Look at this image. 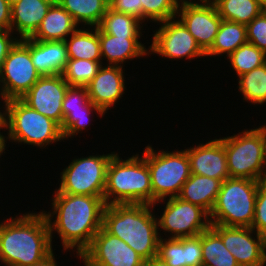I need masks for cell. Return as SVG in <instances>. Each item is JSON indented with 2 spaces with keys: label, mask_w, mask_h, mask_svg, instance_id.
I'll return each instance as SVG.
<instances>
[{
  "label": "cell",
  "mask_w": 266,
  "mask_h": 266,
  "mask_svg": "<svg viewBox=\"0 0 266 266\" xmlns=\"http://www.w3.org/2000/svg\"><path fill=\"white\" fill-rule=\"evenodd\" d=\"M201 248L202 266H239L221 236L211 226L201 233Z\"/></svg>",
  "instance_id": "cell-29"
},
{
  "label": "cell",
  "mask_w": 266,
  "mask_h": 266,
  "mask_svg": "<svg viewBox=\"0 0 266 266\" xmlns=\"http://www.w3.org/2000/svg\"><path fill=\"white\" fill-rule=\"evenodd\" d=\"M176 17L205 53L212 47L223 20L211 0H180Z\"/></svg>",
  "instance_id": "cell-13"
},
{
  "label": "cell",
  "mask_w": 266,
  "mask_h": 266,
  "mask_svg": "<svg viewBox=\"0 0 266 266\" xmlns=\"http://www.w3.org/2000/svg\"><path fill=\"white\" fill-rule=\"evenodd\" d=\"M7 141L46 149L51 144L65 142L60 126L50 118L30 108L21 99L7 100L2 108Z\"/></svg>",
  "instance_id": "cell-5"
},
{
  "label": "cell",
  "mask_w": 266,
  "mask_h": 266,
  "mask_svg": "<svg viewBox=\"0 0 266 266\" xmlns=\"http://www.w3.org/2000/svg\"><path fill=\"white\" fill-rule=\"evenodd\" d=\"M238 93L251 105L266 103V63L238 77Z\"/></svg>",
  "instance_id": "cell-32"
},
{
  "label": "cell",
  "mask_w": 266,
  "mask_h": 266,
  "mask_svg": "<svg viewBox=\"0 0 266 266\" xmlns=\"http://www.w3.org/2000/svg\"><path fill=\"white\" fill-rule=\"evenodd\" d=\"M2 129H5V119H4V115L2 110L0 111V158L2 157L3 154H5V150L7 148V144H6V135L4 136L3 134H6L5 131L3 130L1 132ZM1 160V159H0Z\"/></svg>",
  "instance_id": "cell-41"
},
{
  "label": "cell",
  "mask_w": 266,
  "mask_h": 266,
  "mask_svg": "<svg viewBox=\"0 0 266 266\" xmlns=\"http://www.w3.org/2000/svg\"><path fill=\"white\" fill-rule=\"evenodd\" d=\"M259 181L229 178L222 182L210 212V223L230 227H252Z\"/></svg>",
  "instance_id": "cell-6"
},
{
  "label": "cell",
  "mask_w": 266,
  "mask_h": 266,
  "mask_svg": "<svg viewBox=\"0 0 266 266\" xmlns=\"http://www.w3.org/2000/svg\"><path fill=\"white\" fill-rule=\"evenodd\" d=\"M19 1L20 0H7V2L9 3L10 6H13L14 4H16Z\"/></svg>",
  "instance_id": "cell-47"
},
{
  "label": "cell",
  "mask_w": 266,
  "mask_h": 266,
  "mask_svg": "<svg viewBox=\"0 0 266 266\" xmlns=\"http://www.w3.org/2000/svg\"><path fill=\"white\" fill-rule=\"evenodd\" d=\"M0 98H1V101H2V102L0 101V109L2 110V107H4V104H5L6 100L4 99V96H3V91H2V88H1V84H0ZM1 105H2V107H1Z\"/></svg>",
  "instance_id": "cell-45"
},
{
  "label": "cell",
  "mask_w": 266,
  "mask_h": 266,
  "mask_svg": "<svg viewBox=\"0 0 266 266\" xmlns=\"http://www.w3.org/2000/svg\"><path fill=\"white\" fill-rule=\"evenodd\" d=\"M140 39L143 38L112 36L105 34L99 28L102 64L124 67L129 60L148 57L149 48H146L145 43H142ZM104 60L107 62H103Z\"/></svg>",
  "instance_id": "cell-20"
},
{
  "label": "cell",
  "mask_w": 266,
  "mask_h": 266,
  "mask_svg": "<svg viewBox=\"0 0 266 266\" xmlns=\"http://www.w3.org/2000/svg\"><path fill=\"white\" fill-rule=\"evenodd\" d=\"M237 77L250 72L256 67L266 63V53L252 43L246 42L238 47L227 59Z\"/></svg>",
  "instance_id": "cell-33"
},
{
  "label": "cell",
  "mask_w": 266,
  "mask_h": 266,
  "mask_svg": "<svg viewBox=\"0 0 266 266\" xmlns=\"http://www.w3.org/2000/svg\"><path fill=\"white\" fill-rule=\"evenodd\" d=\"M125 67L102 65L86 86L90 101L106 114L122 99L126 89ZM111 108V109H110Z\"/></svg>",
  "instance_id": "cell-18"
},
{
  "label": "cell",
  "mask_w": 266,
  "mask_h": 266,
  "mask_svg": "<svg viewBox=\"0 0 266 266\" xmlns=\"http://www.w3.org/2000/svg\"><path fill=\"white\" fill-rule=\"evenodd\" d=\"M145 266H169L165 261H163L160 257L155 256L150 260L145 261Z\"/></svg>",
  "instance_id": "cell-43"
},
{
  "label": "cell",
  "mask_w": 266,
  "mask_h": 266,
  "mask_svg": "<svg viewBox=\"0 0 266 266\" xmlns=\"http://www.w3.org/2000/svg\"><path fill=\"white\" fill-rule=\"evenodd\" d=\"M142 4V23H161L176 18L180 0H140ZM147 21V22H146Z\"/></svg>",
  "instance_id": "cell-35"
},
{
  "label": "cell",
  "mask_w": 266,
  "mask_h": 266,
  "mask_svg": "<svg viewBox=\"0 0 266 266\" xmlns=\"http://www.w3.org/2000/svg\"><path fill=\"white\" fill-rule=\"evenodd\" d=\"M18 40L19 38L15 36L11 30L4 29L2 32H0V69L4 64L9 51Z\"/></svg>",
  "instance_id": "cell-39"
},
{
  "label": "cell",
  "mask_w": 266,
  "mask_h": 266,
  "mask_svg": "<svg viewBox=\"0 0 266 266\" xmlns=\"http://www.w3.org/2000/svg\"><path fill=\"white\" fill-rule=\"evenodd\" d=\"M40 77L30 57V38L19 39L0 69L4 99H20Z\"/></svg>",
  "instance_id": "cell-11"
},
{
  "label": "cell",
  "mask_w": 266,
  "mask_h": 266,
  "mask_svg": "<svg viewBox=\"0 0 266 266\" xmlns=\"http://www.w3.org/2000/svg\"><path fill=\"white\" fill-rule=\"evenodd\" d=\"M247 40L266 53V9L246 25Z\"/></svg>",
  "instance_id": "cell-36"
},
{
  "label": "cell",
  "mask_w": 266,
  "mask_h": 266,
  "mask_svg": "<svg viewBox=\"0 0 266 266\" xmlns=\"http://www.w3.org/2000/svg\"><path fill=\"white\" fill-rule=\"evenodd\" d=\"M79 259L84 266H145V260L136 251L103 227Z\"/></svg>",
  "instance_id": "cell-14"
},
{
  "label": "cell",
  "mask_w": 266,
  "mask_h": 266,
  "mask_svg": "<svg viewBox=\"0 0 266 266\" xmlns=\"http://www.w3.org/2000/svg\"><path fill=\"white\" fill-rule=\"evenodd\" d=\"M43 211L20 213L0 220V266H33L53 251Z\"/></svg>",
  "instance_id": "cell-2"
},
{
  "label": "cell",
  "mask_w": 266,
  "mask_h": 266,
  "mask_svg": "<svg viewBox=\"0 0 266 266\" xmlns=\"http://www.w3.org/2000/svg\"><path fill=\"white\" fill-rule=\"evenodd\" d=\"M256 1L266 9V0H256Z\"/></svg>",
  "instance_id": "cell-46"
},
{
  "label": "cell",
  "mask_w": 266,
  "mask_h": 266,
  "mask_svg": "<svg viewBox=\"0 0 266 266\" xmlns=\"http://www.w3.org/2000/svg\"><path fill=\"white\" fill-rule=\"evenodd\" d=\"M63 123L61 132L63 140L74 138L87 131L93 118L92 114L104 118L106 114L101 108L95 106L89 99L86 87L69 86L62 103ZM92 118V119H91Z\"/></svg>",
  "instance_id": "cell-17"
},
{
  "label": "cell",
  "mask_w": 266,
  "mask_h": 266,
  "mask_svg": "<svg viewBox=\"0 0 266 266\" xmlns=\"http://www.w3.org/2000/svg\"><path fill=\"white\" fill-rule=\"evenodd\" d=\"M78 27L72 16L55 1L30 38L36 41H65Z\"/></svg>",
  "instance_id": "cell-24"
},
{
  "label": "cell",
  "mask_w": 266,
  "mask_h": 266,
  "mask_svg": "<svg viewBox=\"0 0 266 266\" xmlns=\"http://www.w3.org/2000/svg\"><path fill=\"white\" fill-rule=\"evenodd\" d=\"M69 84L61 74L41 76L20 99L30 108L55 121L63 123L62 103Z\"/></svg>",
  "instance_id": "cell-16"
},
{
  "label": "cell",
  "mask_w": 266,
  "mask_h": 266,
  "mask_svg": "<svg viewBox=\"0 0 266 266\" xmlns=\"http://www.w3.org/2000/svg\"><path fill=\"white\" fill-rule=\"evenodd\" d=\"M246 42V25L223 19L212 47L206 52V57H223V54L228 57Z\"/></svg>",
  "instance_id": "cell-28"
},
{
  "label": "cell",
  "mask_w": 266,
  "mask_h": 266,
  "mask_svg": "<svg viewBox=\"0 0 266 266\" xmlns=\"http://www.w3.org/2000/svg\"><path fill=\"white\" fill-rule=\"evenodd\" d=\"M219 16L228 21L247 25L265 8L256 0H211Z\"/></svg>",
  "instance_id": "cell-31"
},
{
  "label": "cell",
  "mask_w": 266,
  "mask_h": 266,
  "mask_svg": "<svg viewBox=\"0 0 266 266\" xmlns=\"http://www.w3.org/2000/svg\"><path fill=\"white\" fill-rule=\"evenodd\" d=\"M239 266H266V237L251 227L211 224Z\"/></svg>",
  "instance_id": "cell-15"
},
{
  "label": "cell",
  "mask_w": 266,
  "mask_h": 266,
  "mask_svg": "<svg viewBox=\"0 0 266 266\" xmlns=\"http://www.w3.org/2000/svg\"><path fill=\"white\" fill-rule=\"evenodd\" d=\"M54 254L55 253L53 251L48 257L33 266H60L57 264V257Z\"/></svg>",
  "instance_id": "cell-42"
},
{
  "label": "cell",
  "mask_w": 266,
  "mask_h": 266,
  "mask_svg": "<svg viewBox=\"0 0 266 266\" xmlns=\"http://www.w3.org/2000/svg\"><path fill=\"white\" fill-rule=\"evenodd\" d=\"M157 256L169 266H202L201 234L181 239L159 238Z\"/></svg>",
  "instance_id": "cell-21"
},
{
  "label": "cell",
  "mask_w": 266,
  "mask_h": 266,
  "mask_svg": "<svg viewBox=\"0 0 266 266\" xmlns=\"http://www.w3.org/2000/svg\"><path fill=\"white\" fill-rule=\"evenodd\" d=\"M52 196V210H42L49 224L51 242L57 233L62 251H73L74 257L79 258L102 228L104 196L67 193H53Z\"/></svg>",
  "instance_id": "cell-1"
},
{
  "label": "cell",
  "mask_w": 266,
  "mask_h": 266,
  "mask_svg": "<svg viewBox=\"0 0 266 266\" xmlns=\"http://www.w3.org/2000/svg\"><path fill=\"white\" fill-rule=\"evenodd\" d=\"M4 30V28L0 25V32H2Z\"/></svg>",
  "instance_id": "cell-48"
},
{
  "label": "cell",
  "mask_w": 266,
  "mask_h": 266,
  "mask_svg": "<svg viewBox=\"0 0 266 266\" xmlns=\"http://www.w3.org/2000/svg\"><path fill=\"white\" fill-rule=\"evenodd\" d=\"M56 0H20L11 6L10 30L19 39L30 38Z\"/></svg>",
  "instance_id": "cell-22"
},
{
  "label": "cell",
  "mask_w": 266,
  "mask_h": 266,
  "mask_svg": "<svg viewBox=\"0 0 266 266\" xmlns=\"http://www.w3.org/2000/svg\"><path fill=\"white\" fill-rule=\"evenodd\" d=\"M196 144L185 149L191 174L211 177L222 182L229 179L230 174L222 140L215 138L206 143Z\"/></svg>",
  "instance_id": "cell-19"
},
{
  "label": "cell",
  "mask_w": 266,
  "mask_h": 266,
  "mask_svg": "<svg viewBox=\"0 0 266 266\" xmlns=\"http://www.w3.org/2000/svg\"><path fill=\"white\" fill-rule=\"evenodd\" d=\"M161 202L164 208L160 216L157 215L160 238L164 235L170 239L197 236L211 226L209 214L197 205L170 197L155 202L153 206L161 205Z\"/></svg>",
  "instance_id": "cell-10"
},
{
  "label": "cell",
  "mask_w": 266,
  "mask_h": 266,
  "mask_svg": "<svg viewBox=\"0 0 266 266\" xmlns=\"http://www.w3.org/2000/svg\"><path fill=\"white\" fill-rule=\"evenodd\" d=\"M126 158L122 159L116 152L108 163L105 204L153 205L150 171L145 158L139 153Z\"/></svg>",
  "instance_id": "cell-4"
},
{
  "label": "cell",
  "mask_w": 266,
  "mask_h": 266,
  "mask_svg": "<svg viewBox=\"0 0 266 266\" xmlns=\"http://www.w3.org/2000/svg\"><path fill=\"white\" fill-rule=\"evenodd\" d=\"M251 228L266 237V183L259 182Z\"/></svg>",
  "instance_id": "cell-37"
},
{
  "label": "cell",
  "mask_w": 266,
  "mask_h": 266,
  "mask_svg": "<svg viewBox=\"0 0 266 266\" xmlns=\"http://www.w3.org/2000/svg\"><path fill=\"white\" fill-rule=\"evenodd\" d=\"M30 57L41 76L62 74L68 61L66 43L30 38Z\"/></svg>",
  "instance_id": "cell-23"
},
{
  "label": "cell",
  "mask_w": 266,
  "mask_h": 266,
  "mask_svg": "<svg viewBox=\"0 0 266 266\" xmlns=\"http://www.w3.org/2000/svg\"><path fill=\"white\" fill-rule=\"evenodd\" d=\"M79 27H98L109 7V0H56Z\"/></svg>",
  "instance_id": "cell-27"
},
{
  "label": "cell",
  "mask_w": 266,
  "mask_h": 266,
  "mask_svg": "<svg viewBox=\"0 0 266 266\" xmlns=\"http://www.w3.org/2000/svg\"><path fill=\"white\" fill-rule=\"evenodd\" d=\"M0 25L5 30H10L11 6L7 2V0H0Z\"/></svg>",
  "instance_id": "cell-40"
},
{
  "label": "cell",
  "mask_w": 266,
  "mask_h": 266,
  "mask_svg": "<svg viewBox=\"0 0 266 266\" xmlns=\"http://www.w3.org/2000/svg\"><path fill=\"white\" fill-rule=\"evenodd\" d=\"M153 205L112 204L103 211L102 227L136 251L145 261L158 255V221Z\"/></svg>",
  "instance_id": "cell-3"
},
{
  "label": "cell",
  "mask_w": 266,
  "mask_h": 266,
  "mask_svg": "<svg viewBox=\"0 0 266 266\" xmlns=\"http://www.w3.org/2000/svg\"><path fill=\"white\" fill-rule=\"evenodd\" d=\"M65 43L68 59L102 61L99 27H78Z\"/></svg>",
  "instance_id": "cell-26"
},
{
  "label": "cell",
  "mask_w": 266,
  "mask_h": 266,
  "mask_svg": "<svg viewBox=\"0 0 266 266\" xmlns=\"http://www.w3.org/2000/svg\"><path fill=\"white\" fill-rule=\"evenodd\" d=\"M98 27L105 34L116 37H142V32H145L144 24L136 17L114 11L110 7Z\"/></svg>",
  "instance_id": "cell-30"
},
{
  "label": "cell",
  "mask_w": 266,
  "mask_h": 266,
  "mask_svg": "<svg viewBox=\"0 0 266 266\" xmlns=\"http://www.w3.org/2000/svg\"><path fill=\"white\" fill-rule=\"evenodd\" d=\"M109 7L114 11L134 16L142 22V4L140 0H109Z\"/></svg>",
  "instance_id": "cell-38"
},
{
  "label": "cell",
  "mask_w": 266,
  "mask_h": 266,
  "mask_svg": "<svg viewBox=\"0 0 266 266\" xmlns=\"http://www.w3.org/2000/svg\"><path fill=\"white\" fill-rule=\"evenodd\" d=\"M259 182L266 183V146H265V150H264L262 172H261V175L259 178Z\"/></svg>",
  "instance_id": "cell-44"
},
{
  "label": "cell",
  "mask_w": 266,
  "mask_h": 266,
  "mask_svg": "<svg viewBox=\"0 0 266 266\" xmlns=\"http://www.w3.org/2000/svg\"><path fill=\"white\" fill-rule=\"evenodd\" d=\"M160 27L153 30L149 55H157L164 60L188 61L206 57V53L197 44L185 25L176 17L158 23ZM178 59V60H177Z\"/></svg>",
  "instance_id": "cell-12"
},
{
  "label": "cell",
  "mask_w": 266,
  "mask_h": 266,
  "mask_svg": "<svg viewBox=\"0 0 266 266\" xmlns=\"http://www.w3.org/2000/svg\"><path fill=\"white\" fill-rule=\"evenodd\" d=\"M75 157L60 172L59 188L54 193L103 196L107 166L115 152Z\"/></svg>",
  "instance_id": "cell-9"
},
{
  "label": "cell",
  "mask_w": 266,
  "mask_h": 266,
  "mask_svg": "<svg viewBox=\"0 0 266 266\" xmlns=\"http://www.w3.org/2000/svg\"><path fill=\"white\" fill-rule=\"evenodd\" d=\"M220 139L224 144L230 178L259 181L266 146V123Z\"/></svg>",
  "instance_id": "cell-8"
},
{
  "label": "cell",
  "mask_w": 266,
  "mask_h": 266,
  "mask_svg": "<svg viewBox=\"0 0 266 266\" xmlns=\"http://www.w3.org/2000/svg\"><path fill=\"white\" fill-rule=\"evenodd\" d=\"M222 181L207 176L191 174L179 195L183 201L203 208L209 215L216 202Z\"/></svg>",
  "instance_id": "cell-25"
},
{
  "label": "cell",
  "mask_w": 266,
  "mask_h": 266,
  "mask_svg": "<svg viewBox=\"0 0 266 266\" xmlns=\"http://www.w3.org/2000/svg\"><path fill=\"white\" fill-rule=\"evenodd\" d=\"M143 149L141 155L150 171L153 204L162 199L177 197L183 184L191 176L186 150L178 148L176 151H157L151 144H147Z\"/></svg>",
  "instance_id": "cell-7"
},
{
  "label": "cell",
  "mask_w": 266,
  "mask_h": 266,
  "mask_svg": "<svg viewBox=\"0 0 266 266\" xmlns=\"http://www.w3.org/2000/svg\"><path fill=\"white\" fill-rule=\"evenodd\" d=\"M102 65V61L68 59L61 75L69 86L86 87Z\"/></svg>",
  "instance_id": "cell-34"
}]
</instances>
